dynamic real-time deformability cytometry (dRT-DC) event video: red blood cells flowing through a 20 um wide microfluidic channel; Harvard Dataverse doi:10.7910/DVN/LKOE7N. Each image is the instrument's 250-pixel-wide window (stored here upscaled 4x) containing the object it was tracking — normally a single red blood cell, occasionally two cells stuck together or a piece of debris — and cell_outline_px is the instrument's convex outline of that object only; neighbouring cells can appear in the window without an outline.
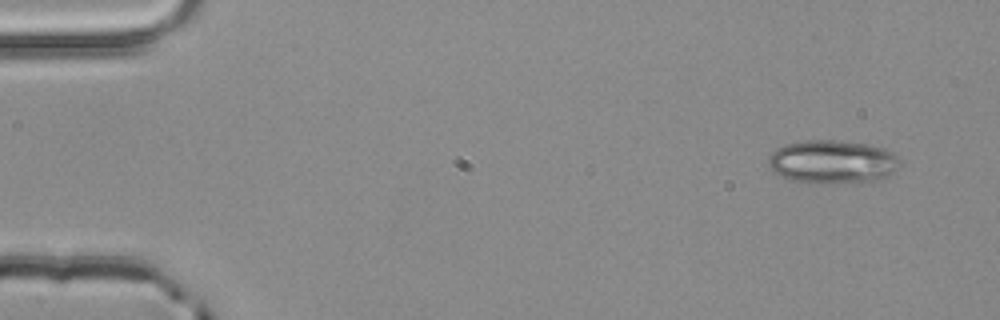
{"species": "common noctule bat (a hibernating species)", "species_latin": "Nyctalus noctula", "temperature_condition": "room temperature", "stored_images_in_passage": 4, "camera_frame_rate_fps": 3000, "um_per_image_px": 0.085, "animal": {"sex": "male", "body_mass_g": 20.4}, "frame": {"image": 1, "passage_image": 1, "time_ms": 0.0, "image_size_px": [1000, 320], "cell_outline_px": [[900, 164], [888, 176], [876, 180], [828, 184], [816, 184], [792, 180], [780, 176], [768, 164], [768, 156], [776, 148], [784, 144], [804, 140], [832, 140], [868, 144], [884, 148], [892, 152], [900, 160]], "centroid_in_image_um": [70.73, 13.75], "position_along_channel_um": 14.3, "area_um2": 33.41}}